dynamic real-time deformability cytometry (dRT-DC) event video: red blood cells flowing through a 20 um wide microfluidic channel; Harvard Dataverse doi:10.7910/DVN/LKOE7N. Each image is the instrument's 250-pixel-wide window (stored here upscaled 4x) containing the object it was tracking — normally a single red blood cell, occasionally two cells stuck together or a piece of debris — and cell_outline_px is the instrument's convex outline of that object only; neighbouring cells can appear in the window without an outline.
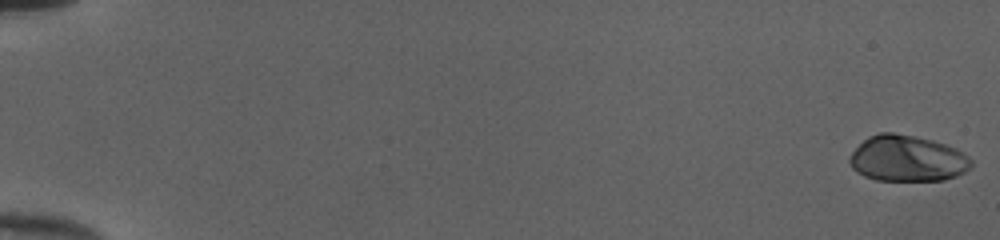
{"species": "human", "species_latin": "Homo sapiens", "temperature_condition": "cold", "stored_images_in_passage": 40, "camera_frame_rate_fps": 3000, "um_per_image_px": 0.085, "donor": {"sex": "female"}, "frame": {"image": 1, "passage_image": 1, "time_ms": 0.0, "image_size_px": [1000, 240], "cell_outline_px": [[972, 164], [964, 172], [956, 176], [944, 180], [876, 180], [864, 176], [856, 172], [852, 168], [848, 160], [852, 152], [868, 136], [880, 132], [892, 132], [916, 136], [932, 140], [956, 148], [964, 152], [972, 160]], "centroid_in_image_um": [77.11, 13.47], "position_along_channel_um": 7.9, "area_um2": 32.71}}
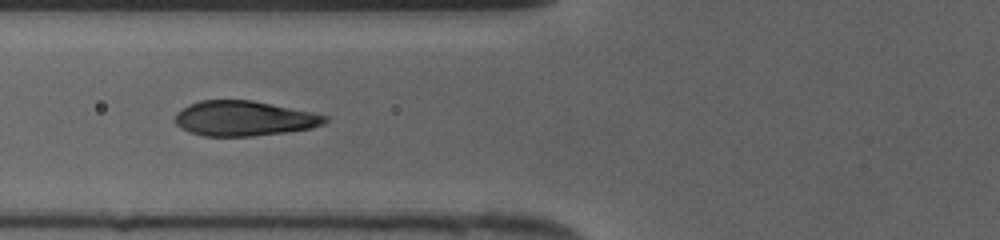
{"frame": {"image": 2, "passage_image": 23, "time_ms": 7.333, "image_size_px": [1000, 240], "cell_outline_px": [[328, 120], [324, 124], [312, 128], [284, 132], [252, 136], [204, 136], [188, 132], [180, 128], [172, 120], [176, 112], [188, 104], [200, 100], [252, 100], [312, 112], [328, 116]], "centroid_in_image_um": [20.69, 10.06], "position_along_channel_um": 105.1, "area_um2": 30.81}}
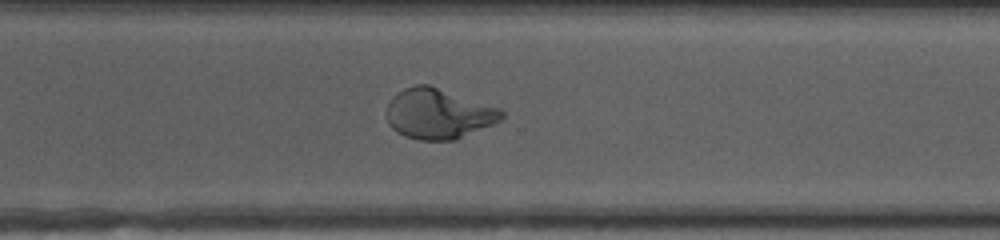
{"frame": {"image": 3, "passage_image": 40, "time_ms": 13.0, "image_size_px": [1000, 240], "cell_outline_px": [[504, 116], [500, 120], [492, 124], [456, 140], [420, 140], [404, 136], [396, 132], [388, 124], [384, 116], [384, 112], [392, 96], [404, 88], [416, 84], [428, 84], [500, 108], [504, 112]], "centroid_in_image_um": [37.21, 9.67], "position_along_channel_um": 333.4, "area_um2": 33.93}}